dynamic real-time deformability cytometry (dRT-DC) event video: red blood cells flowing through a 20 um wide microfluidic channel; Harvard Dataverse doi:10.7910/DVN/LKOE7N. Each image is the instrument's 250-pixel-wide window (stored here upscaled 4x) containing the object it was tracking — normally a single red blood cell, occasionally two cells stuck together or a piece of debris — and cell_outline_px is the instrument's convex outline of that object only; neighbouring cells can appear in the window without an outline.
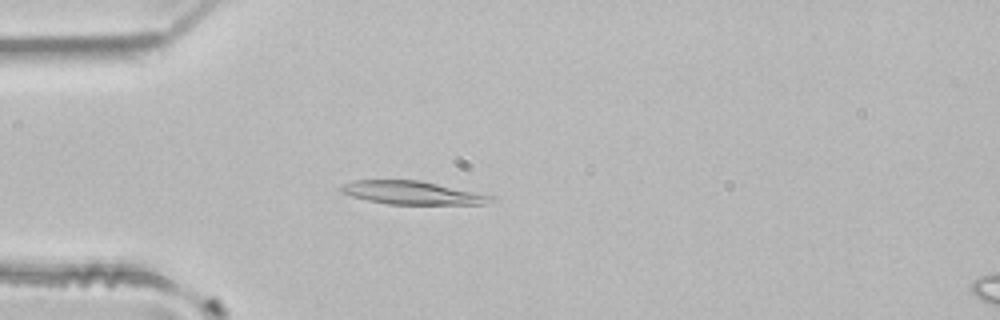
{"species": "common noctule bat (a hibernating species)", "species_latin": "Nyctalus noctula", "temperature_condition": "room temperature", "stored_images_in_passage": 5, "camera_frame_rate_fps": 3000, "um_per_image_px": 0.085, "animal": {"sex": "male", "body_mass_g": 21.5, "forearm_length_mm": 52.0}, "frame": {"image": 1, "passage_image": 4, "time_ms": 1.0, "image_size_px": [1000, 320], "cell_outline_px": [[492, 200], [484, 204], [388, 204], [368, 200], [352, 196], [340, 192], [340, 184], [352, 180], [420, 180], [492, 196]], "centroid_in_image_um": [34.94, 16.38], "position_along_channel_um": 50.1, "area_um2": 20.06}}